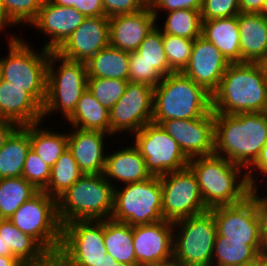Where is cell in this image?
Returning <instances> with one entry per match:
<instances>
[{
  "instance_id": "15",
  "label": "cell",
  "mask_w": 267,
  "mask_h": 266,
  "mask_svg": "<svg viewBox=\"0 0 267 266\" xmlns=\"http://www.w3.org/2000/svg\"><path fill=\"white\" fill-rule=\"evenodd\" d=\"M217 233L228 240L246 241L259 254L267 252L261 235L258 216L253 202L247 196L242 202L210 208Z\"/></svg>"
},
{
  "instance_id": "13",
  "label": "cell",
  "mask_w": 267,
  "mask_h": 266,
  "mask_svg": "<svg viewBox=\"0 0 267 266\" xmlns=\"http://www.w3.org/2000/svg\"><path fill=\"white\" fill-rule=\"evenodd\" d=\"M132 136H135L133 144L145 159L146 168L152 176L188 167L189 159L160 125L146 124Z\"/></svg>"
},
{
  "instance_id": "46",
  "label": "cell",
  "mask_w": 267,
  "mask_h": 266,
  "mask_svg": "<svg viewBox=\"0 0 267 266\" xmlns=\"http://www.w3.org/2000/svg\"><path fill=\"white\" fill-rule=\"evenodd\" d=\"M248 197L254 204L260 227L261 239L267 248V195L258 194V186H249ZM261 197V198H260Z\"/></svg>"
},
{
  "instance_id": "41",
  "label": "cell",
  "mask_w": 267,
  "mask_h": 266,
  "mask_svg": "<svg viewBox=\"0 0 267 266\" xmlns=\"http://www.w3.org/2000/svg\"><path fill=\"white\" fill-rule=\"evenodd\" d=\"M50 174L51 167L30 149L26 155L22 177L38 191H42L48 185Z\"/></svg>"
},
{
  "instance_id": "18",
  "label": "cell",
  "mask_w": 267,
  "mask_h": 266,
  "mask_svg": "<svg viewBox=\"0 0 267 266\" xmlns=\"http://www.w3.org/2000/svg\"><path fill=\"white\" fill-rule=\"evenodd\" d=\"M109 45V17H86L83 23L55 51L82 64Z\"/></svg>"
},
{
  "instance_id": "60",
  "label": "cell",
  "mask_w": 267,
  "mask_h": 266,
  "mask_svg": "<svg viewBox=\"0 0 267 266\" xmlns=\"http://www.w3.org/2000/svg\"><path fill=\"white\" fill-rule=\"evenodd\" d=\"M238 266H257V258L254 259V260L251 261V262L244 263V264H241V265H238Z\"/></svg>"
},
{
  "instance_id": "24",
  "label": "cell",
  "mask_w": 267,
  "mask_h": 266,
  "mask_svg": "<svg viewBox=\"0 0 267 266\" xmlns=\"http://www.w3.org/2000/svg\"><path fill=\"white\" fill-rule=\"evenodd\" d=\"M0 237L9 247L11 255L25 266H53V257L10 220L0 219Z\"/></svg>"
},
{
  "instance_id": "7",
  "label": "cell",
  "mask_w": 267,
  "mask_h": 266,
  "mask_svg": "<svg viewBox=\"0 0 267 266\" xmlns=\"http://www.w3.org/2000/svg\"><path fill=\"white\" fill-rule=\"evenodd\" d=\"M60 67H54L57 63ZM87 68L85 64L69 60L55 51H50L47 66V96L43 106V119L52 112L61 113L67 119L87 89ZM65 117V118H64Z\"/></svg>"
},
{
  "instance_id": "33",
  "label": "cell",
  "mask_w": 267,
  "mask_h": 266,
  "mask_svg": "<svg viewBox=\"0 0 267 266\" xmlns=\"http://www.w3.org/2000/svg\"><path fill=\"white\" fill-rule=\"evenodd\" d=\"M38 190L23 177L0 179V219H9Z\"/></svg>"
},
{
  "instance_id": "14",
  "label": "cell",
  "mask_w": 267,
  "mask_h": 266,
  "mask_svg": "<svg viewBox=\"0 0 267 266\" xmlns=\"http://www.w3.org/2000/svg\"><path fill=\"white\" fill-rule=\"evenodd\" d=\"M153 103L154 87L128 81L124 94L109 110L110 135L125 131L134 134L152 123Z\"/></svg>"
},
{
  "instance_id": "16",
  "label": "cell",
  "mask_w": 267,
  "mask_h": 266,
  "mask_svg": "<svg viewBox=\"0 0 267 266\" xmlns=\"http://www.w3.org/2000/svg\"><path fill=\"white\" fill-rule=\"evenodd\" d=\"M188 159L214 154V112L197 119H168L159 124Z\"/></svg>"
},
{
  "instance_id": "56",
  "label": "cell",
  "mask_w": 267,
  "mask_h": 266,
  "mask_svg": "<svg viewBox=\"0 0 267 266\" xmlns=\"http://www.w3.org/2000/svg\"><path fill=\"white\" fill-rule=\"evenodd\" d=\"M5 28V15L2 5V0H0V32Z\"/></svg>"
},
{
  "instance_id": "55",
  "label": "cell",
  "mask_w": 267,
  "mask_h": 266,
  "mask_svg": "<svg viewBox=\"0 0 267 266\" xmlns=\"http://www.w3.org/2000/svg\"><path fill=\"white\" fill-rule=\"evenodd\" d=\"M257 266H267V252L257 257Z\"/></svg>"
},
{
  "instance_id": "10",
  "label": "cell",
  "mask_w": 267,
  "mask_h": 266,
  "mask_svg": "<svg viewBox=\"0 0 267 266\" xmlns=\"http://www.w3.org/2000/svg\"><path fill=\"white\" fill-rule=\"evenodd\" d=\"M173 227V260L181 266H212L217 233L213 214L208 210L175 221Z\"/></svg>"
},
{
  "instance_id": "50",
  "label": "cell",
  "mask_w": 267,
  "mask_h": 266,
  "mask_svg": "<svg viewBox=\"0 0 267 266\" xmlns=\"http://www.w3.org/2000/svg\"><path fill=\"white\" fill-rule=\"evenodd\" d=\"M264 0H239L240 12L260 13Z\"/></svg>"
},
{
  "instance_id": "36",
  "label": "cell",
  "mask_w": 267,
  "mask_h": 266,
  "mask_svg": "<svg viewBox=\"0 0 267 266\" xmlns=\"http://www.w3.org/2000/svg\"><path fill=\"white\" fill-rule=\"evenodd\" d=\"M163 34L196 39L202 35V16L200 10L182 9L165 12Z\"/></svg>"
},
{
  "instance_id": "20",
  "label": "cell",
  "mask_w": 267,
  "mask_h": 266,
  "mask_svg": "<svg viewBox=\"0 0 267 266\" xmlns=\"http://www.w3.org/2000/svg\"><path fill=\"white\" fill-rule=\"evenodd\" d=\"M86 17L74 7H63L44 0L36 19L30 24L50 37L43 48L56 51L83 23Z\"/></svg>"
},
{
  "instance_id": "21",
  "label": "cell",
  "mask_w": 267,
  "mask_h": 266,
  "mask_svg": "<svg viewBox=\"0 0 267 266\" xmlns=\"http://www.w3.org/2000/svg\"><path fill=\"white\" fill-rule=\"evenodd\" d=\"M156 21L148 5L135 13L109 17V45L122 51H136Z\"/></svg>"
},
{
  "instance_id": "19",
  "label": "cell",
  "mask_w": 267,
  "mask_h": 266,
  "mask_svg": "<svg viewBox=\"0 0 267 266\" xmlns=\"http://www.w3.org/2000/svg\"><path fill=\"white\" fill-rule=\"evenodd\" d=\"M229 65L223 54L200 36L194 39L189 62L182 73L212 94Z\"/></svg>"
},
{
  "instance_id": "58",
  "label": "cell",
  "mask_w": 267,
  "mask_h": 266,
  "mask_svg": "<svg viewBox=\"0 0 267 266\" xmlns=\"http://www.w3.org/2000/svg\"><path fill=\"white\" fill-rule=\"evenodd\" d=\"M111 266H137V265H129L126 263L117 262L114 258H111Z\"/></svg>"
},
{
  "instance_id": "25",
  "label": "cell",
  "mask_w": 267,
  "mask_h": 266,
  "mask_svg": "<svg viewBox=\"0 0 267 266\" xmlns=\"http://www.w3.org/2000/svg\"><path fill=\"white\" fill-rule=\"evenodd\" d=\"M103 175L109 183L117 180L124 185L152 177L146 168L145 159L133 145L107 154Z\"/></svg>"
},
{
  "instance_id": "44",
  "label": "cell",
  "mask_w": 267,
  "mask_h": 266,
  "mask_svg": "<svg viewBox=\"0 0 267 266\" xmlns=\"http://www.w3.org/2000/svg\"><path fill=\"white\" fill-rule=\"evenodd\" d=\"M107 17L135 13L148 5V0H102Z\"/></svg>"
},
{
  "instance_id": "28",
  "label": "cell",
  "mask_w": 267,
  "mask_h": 266,
  "mask_svg": "<svg viewBox=\"0 0 267 266\" xmlns=\"http://www.w3.org/2000/svg\"><path fill=\"white\" fill-rule=\"evenodd\" d=\"M29 150V125L18 126L0 149V179L22 177Z\"/></svg>"
},
{
  "instance_id": "11",
  "label": "cell",
  "mask_w": 267,
  "mask_h": 266,
  "mask_svg": "<svg viewBox=\"0 0 267 266\" xmlns=\"http://www.w3.org/2000/svg\"><path fill=\"white\" fill-rule=\"evenodd\" d=\"M19 230L34 238L53 258L61 244L62 225L57 214V200L38 191L8 219Z\"/></svg>"
},
{
  "instance_id": "53",
  "label": "cell",
  "mask_w": 267,
  "mask_h": 266,
  "mask_svg": "<svg viewBox=\"0 0 267 266\" xmlns=\"http://www.w3.org/2000/svg\"><path fill=\"white\" fill-rule=\"evenodd\" d=\"M257 64L259 65V67L261 68V71L263 73V77L265 78L266 82H267V55L262 57Z\"/></svg>"
},
{
  "instance_id": "37",
  "label": "cell",
  "mask_w": 267,
  "mask_h": 266,
  "mask_svg": "<svg viewBox=\"0 0 267 266\" xmlns=\"http://www.w3.org/2000/svg\"><path fill=\"white\" fill-rule=\"evenodd\" d=\"M162 28L157 24L144 38L136 52L141 59L151 65L162 77H165L174 71L170 68L163 44Z\"/></svg>"
},
{
  "instance_id": "1",
  "label": "cell",
  "mask_w": 267,
  "mask_h": 266,
  "mask_svg": "<svg viewBox=\"0 0 267 266\" xmlns=\"http://www.w3.org/2000/svg\"><path fill=\"white\" fill-rule=\"evenodd\" d=\"M214 118V154L246 171L267 144V112L214 114Z\"/></svg>"
},
{
  "instance_id": "47",
  "label": "cell",
  "mask_w": 267,
  "mask_h": 266,
  "mask_svg": "<svg viewBox=\"0 0 267 266\" xmlns=\"http://www.w3.org/2000/svg\"><path fill=\"white\" fill-rule=\"evenodd\" d=\"M74 8L85 17L105 16L102 0H75Z\"/></svg>"
},
{
  "instance_id": "26",
  "label": "cell",
  "mask_w": 267,
  "mask_h": 266,
  "mask_svg": "<svg viewBox=\"0 0 267 266\" xmlns=\"http://www.w3.org/2000/svg\"><path fill=\"white\" fill-rule=\"evenodd\" d=\"M241 62H258L267 55V17L241 12L237 16Z\"/></svg>"
},
{
  "instance_id": "34",
  "label": "cell",
  "mask_w": 267,
  "mask_h": 266,
  "mask_svg": "<svg viewBox=\"0 0 267 266\" xmlns=\"http://www.w3.org/2000/svg\"><path fill=\"white\" fill-rule=\"evenodd\" d=\"M260 254L246 241L228 240L216 233L212 266H238L256 259Z\"/></svg>"
},
{
  "instance_id": "51",
  "label": "cell",
  "mask_w": 267,
  "mask_h": 266,
  "mask_svg": "<svg viewBox=\"0 0 267 266\" xmlns=\"http://www.w3.org/2000/svg\"><path fill=\"white\" fill-rule=\"evenodd\" d=\"M0 266H25L16 257L3 255L0 256Z\"/></svg>"
},
{
  "instance_id": "42",
  "label": "cell",
  "mask_w": 267,
  "mask_h": 266,
  "mask_svg": "<svg viewBox=\"0 0 267 266\" xmlns=\"http://www.w3.org/2000/svg\"><path fill=\"white\" fill-rule=\"evenodd\" d=\"M163 77L136 52H130L129 81L156 87Z\"/></svg>"
},
{
  "instance_id": "30",
  "label": "cell",
  "mask_w": 267,
  "mask_h": 266,
  "mask_svg": "<svg viewBox=\"0 0 267 266\" xmlns=\"http://www.w3.org/2000/svg\"><path fill=\"white\" fill-rule=\"evenodd\" d=\"M109 114V110L103 107L87 88L66 120L77 129L110 134Z\"/></svg>"
},
{
  "instance_id": "45",
  "label": "cell",
  "mask_w": 267,
  "mask_h": 266,
  "mask_svg": "<svg viewBox=\"0 0 267 266\" xmlns=\"http://www.w3.org/2000/svg\"><path fill=\"white\" fill-rule=\"evenodd\" d=\"M148 6L158 19V11L170 12L173 10L192 9L201 10L202 0H148Z\"/></svg>"
},
{
  "instance_id": "5",
  "label": "cell",
  "mask_w": 267,
  "mask_h": 266,
  "mask_svg": "<svg viewBox=\"0 0 267 266\" xmlns=\"http://www.w3.org/2000/svg\"><path fill=\"white\" fill-rule=\"evenodd\" d=\"M116 184L109 183L103 174L82 175L57 199L60 224L110 219Z\"/></svg>"
},
{
  "instance_id": "49",
  "label": "cell",
  "mask_w": 267,
  "mask_h": 266,
  "mask_svg": "<svg viewBox=\"0 0 267 266\" xmlns=\"http://www.w3.org/2000/svg\"><path fill=\"white\" fill-rule=\"evenodd\" d=\"M17 127L18 125L14 121L0 118V149Z\"/></svg>"
},
{
  "instance_id": "32",
  "label": "cell",
  "mask_w": 267,
  "mask_h": 266,
  "mask_svg": "<svg viewBox=\"0 0 267 266\" xmlns=\"http://www.w3.org/2000/svg\"><path fill=\"white\" fill-rule=\"evenodd\" d=\"M41 122L29 125L30 149L51 168L61 154L68 149L67 133L38 128Z\"/></svg>"
},
{
  "instance_id": "12",
  "label": "cell",
  "mask_w": 267,
  "mask_h": 266,
  "mask_svg": "<svg viewBox=\"0 0 267 266\" xmlns=\"http://www.w3.org/2000/svg\"><path fill=\"white\" fill-rule=\"evenodd\" d=\"M162 188V216L175 222L208 211L197 178L189 167L159 176Z\"/></svg>"
},
{
  "instance_id": "39",
  "label": "cell",
  "mask_w": 267,
  "mask_h": 266,
  "mask_svg": "<svg viewBox=\"0 0 267 266\" xmlns=\"http://www.w3.org/2000/svg\"><path fill=\"white\" fill-rule=\"evenodd\" d=\"M128 81L110 78H88L87 88L97 101L110 110L124 94Z\"/></svg>"
},
{
  "instance_id": "4",
  "label": "cell",
  "mask_w": 267,
  "mask_h": 266,
  "mask_svg": "<svg viewBox=\"0 0 267 266\" xmlns=\"http://www.w3.org/2000/svg\"><path fill=\"white\" fill-rule=\"evenodd\" d=\"M212 111V94L182 72L171 73L154 87L152 123L197 119Z\"/></svg>"
},
{
  "instance_id": "2",
  "label": "cell",
  "mask_w": 267,
  "mask_h": 266,
  "mask_svg": "<svg viewBox=\"0 0 267 266\" xmlns=\"http://www.w3.org/2000/svg\"><path fill=\"white\" fill-rule=\"evenodd\" d=\"M214 114L267 112V82L256 62L230 63L212 93Z\"/></svg>"
},
{
  "instance_id": "40",
  "label": "cell",
  "mask_w": 267,
  "mask_h": 266,
  "mask_svg": "<svg viewBox=\"0 0 267 266\" xmlns=\"http://www.w3.org/2000/svg\"><path fill=\"white\" fill-rule=\"evenodd\" d=\"M193 43L192 39L163 34L165 54L169 66L174 72H182L187 66Z\"/></svg>"
},
{
  "instance_id": "57",
  "label": "cell",
  "mask_w": 267,
  "mask_h": 266,
  "mask_svg": "<svg viewBox=\"0 0 267 266\" xmlns=\"http://www.w3.org/2000/svg\"><path fill=\"white\" fill-rule=\"evenodd\" d=\"M111 258L113 257L110 254L104 255V258L98 266H111Z\"/></svg>"
},
{
  "instance_id": "17",
  "label": "cell",
  "mask_w": 267,
  "mask_h": 266,
  "mask_svg": "<svg viewBox=\"0 0 267 266\" xmlns=\"http://www.w3.org/2000/svg\"><path fill=\"white\" fill-rule=\"evenodd\" d=\"M173 222L161 220L132 227L137 266H156L173 261Z\"/></svg>"
},
{
  "instance_id": "3",
  "label": "cell",
  "mask_w": 267,
  "mask_h": 266,
  "mask_svg": "<svg viewBox=\"0 0 267 266\" xmlns=\"http://www.w3.org/2000/svg\"><path fill=\"white\" fill-rule=\"evenodd\" d=\"M188 167L197 178L201 196L208 209L237 204L248 196L246 171L242 173V166L226 158L216 154L195 157L189 159Z\"/></svg>"
},
{
  "instance_id": "54",
  "label": "cell",
  "mask_w": 267,
  "mask_h": 266,
  "mask_svg": "<svg viewBox=\"0 0 267 266\" xmlns=\"http://www.w3.org/2000/svg\"><path fill=\"white\" fill-rule=\"evenodd\" d=\"M3 255L12 256L9 247L7 246V244H5L3 239L0 237V256H3Z\"/></svg>"
},
{
  "instance_id": "31",
  "label": "cell",
  "mask_w": 267,
  "mask_h": 266,
  "mask_svg": "<svg viewBox=\"0 0 267 266\" xmlns=\"http://www.w3.org/2000/svg\"><path fill=\"white\" fill-rule=\"evenodd\" d=\"M104 242L107 254L117 262L137 265L132 226L112 219L104 220Z\"/></svg>"
},
{
  "instance_id": "61",
  "label": "cell",
  "mask_w": 267,
  "mask_h": 266,
  "mask_svg": "<svg viewBox=\"0 0 267 266\" xmlns=\"http://www.w3.org/2000/svg\"><path fill=\"white\" fill-rule=\"evenodd\" d=\"M156 266H172V261L168 262V263H164V264H159V265H156Z\"/></svg>"
},
{
  "instance_id": "48",
  "label": "cell",
  "mask_w": 267,
  "mask_h": 266,
  "mask_svg": "<svg viewBox=\"0 0 267 266\" xmlns=\"http://www.w3.org/2000/svg\"><path fill=\"white\" fill-rule=\"evenodd\" d=\"M254 169H258L259 173L267 175V144L261 149V152L256 161L246 170L249 186H255L258 185L257 182L259 183V181L257 180L258 177H256V175L254 174Z\"/></svg>"
},
{
  "instance_id": "8",
  "label": "cell",
  "mask_w": 267,
  "mask_h": 266,
  "mask_svg": "<svg viewBox=\"0 0 267 266\" xmlns=\"http://www.w3.org/2000/svg\"><path fill=\"white\" fill-rule=\"evenodd\" d=\"M110 219L130 226L163 220L162 188L159 176L114 187L113 212Z\"/></svg>"
},
{
  "instance_id": "27",
  "label": "cell",
  "mask_w": 267,
  "mask_h": 266,
  "mask_svg": "<svg viewBox=\"0 0 267 266\" xmlns=\"http://www.w3.org/2000/svg\"><path fill=\"white\" fill-rule=\"evenodd\" d=\"M201 36L211 42L229 63H241L237 16L204 20Z\"/></svg>"
},
{
  "instance_id": "6",
  "label": "cell",
  "mask_w": 267,
  "mask_h": 266,
  "mask_svg": "<svg viewBox=\"0 0 267 266\" xmlns=\"http://www.w3.org/2000/svg\"><path fill=\"white\" fill-rule=\"evenodd\" d=\"M9 53L0 58L1 79L29 93L42 107L47 96V66L50 51H37L29 43L9 36ZM26 42V43H25Z\"/></svg>"
},
{
  "instance_id": "35",
  "label": "cell",
  "mask_w": 267,
  "mask_h": 266,
  "mask_svg": "<svg viewBox=\"0 0 267 266\" xmlns=\"http://www.w3.org/2000/svg\"><path fill=\"white\" fill-rule=\"evenodd\" d=\"M82 175L72 153L67 149L51 168L48 185L42 191L57 200Z\"/></svg>"
},
{
  "instance_id": "29",
  "label": "cell",
  "mask_w": 267,
  "mask_h": 266,
  "mask_svg": "<svg viewBox=\"0 0 267 266\" xmlns=\"http://www.w3.org/2000/svg\"><path fill=\"white\" fill-rule=\"evenodd\" d=\"M130 52L108 45L86 64L88 78L129 81Z\"/></svg>"
},
{
  "instance_id": "62",
  "label": "cell",
  "mask_w": 267,
  "mask_h": 266,
  "mask_svg": "<svg viewBox=\"0 0 267 266\" xmlns=\"http://www.w3.org/2000/svg\"><path fill=\"white\" fill-rule=\"evenodd\" d=\"M172 266H181V265L173 260L172 261Z\"/></svg>"
},
{
  "instance_id": "9",
  "label": "cell",
  "mask_w": 267,
  "mask_h": 266,
  "mask_svg": "<svg viewBox=\"0 0 267 266\" xmlns=\"http://www.w3.org/2000/svg\"><path fill=\"white\" fill-rule=\"evenodd\" d=\"M106 254L104 220L71 221L62 225L53 266H98Z\"/></svg>"
},
{
  "instance_id": "52",
  "label": "cell",
  "mask_w": 267,
  "mask_h": 266,
  "mask_svg": "<svg viewBox=\"0 0 267 266\" xmlns=\"http://www.w3.org/2000/svg\"><path fill=\"white\" fill-rule=\"evenodd\" d=\"M51 3L63 7H75V0H49Z\"/></svg>"
},
{
  "instance_id": "22",
  "label": "cell",
  "mask_w": 267,
  "mask_h": 266,
  "mask_svg": "<svg viewBox=\"0 0 267 266\" xmlns=\"http://www.w3.org/2000/svg\"><path fill=\"white\" fill-rule=\"evenodd\" d=\"M72 129L73 132L67 133L68 150L72 153L79 170L84 175L103 174L107 156L104 151L105 135L110 134L75 127Z\"/></svg>"
},
{
  "instance_id": "38",
  "label": "cell",
  "mask_w": 267,
  "mask_h": 266,
  "mask_svg": "<svg viewBox=\"0 0 267 266\" xmlns=\"http://www.w3.org/2000/svg\"><path fill=\"white\" fill-rule=\"evenodd\" d=\"M43 1L2 0L5 15V29L22 23H28L30 25L36 19Z\"/></svg>"
},
{
  "instance_id": "43",
  "label": "cell",
  "mask_w": 267,
  "mask_h": 266,
  "mask_svg": "<svg viewBox=\"0 0 267 266\" xmlns=\"http://www.w3.org/2000/svg\"><path fill=\"white\" fill-rule=\"evenodd\" d=\"M202 21L238 16L239 0H202Z\"/></svg>"
},
{
  "instance_id": "59",
  "label": "cell",
  "mask_w": 267,
  "mask_h": 266,
  "mask_svg": "<svg viewBox=\"0 0 267 266\" xmlns=\"http://www.w3.org/2000/svg\"><path fill=\"white\" fill-rule=\"evenodd\" d=\"M260 14L267 17V0H264Z\"/></svg>"
},
{
  "instance_id": "23",
  "label": "cell",
  "mask_w": 267,
  "mask_h": 266,
  "mask_svg": "<svg viewBox=\"0 0 267 266\" xmlns=\"http://www.w3.org/2000/svg\"><path fill=\"white\" fill-rule=\"evenodd\" d=\"M0 118L25 126L43 120V107L22 88L0 80Z\"/></svg>"
}]
</instances>
